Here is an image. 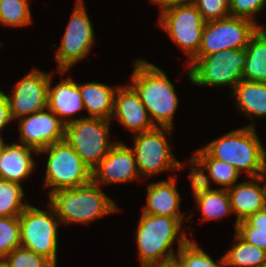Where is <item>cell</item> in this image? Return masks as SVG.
<instances>
[{
    "label": "cell",
    "instance_id": "cell-1",
    "mask_svg": "<svg viewBox=\"0 0 266 267\" xmlns=\"http://www.w3.org/2000/svg\"><path fill=\"white\" fill-rule=\"evenodd\" d=\"M132 83L129 85L139 95L154 125L173 129L179 98L165 72L144 59H138L134 64Z\"/></svg>",
    "mask_w": 266,
    "mask_h": 267
},
{
    "label": "cell",
    "instance_id": "cell-2",
    "mask_svg": "<svg viewBox=\"0 0 266 267\" xmlns=\"http://www.w3.org/2000/svg\"><path fill=\"white\" fill-rule=\"evenodd\" d=\"M257 135L251 122L209 142L203 149L211 157L234 166L239 173L258 177L266 174V150Z\"/></svg>",
    "mask_w": 266,
    "mask_h": 267
},
{
    "label": "cell",
    "instance_id": "cell-3",
    "mask_svg": "<svg viewBox=\"0 0 266 267\" xmlns=\"http://www.w3.org/2000/svg\"><path fill=\"white\" fill-rule=\"evenodd\" d=\"M49 203L62 224L90 223L120 210L93 181L80 187L55 191L49 196Z\"/></svg>",
    "mask_w": 266,
    "mask_h": 267
},
{
    "label": "cell",
    "instance_id": "cell-4",
    "mask_svg": "<svg viewBox=\"0 0 266 267\" xmlns=\"http://www.w3.org/2000/svg\"><path fill=\"white\" fill-rule=\"evenodd\" d=\"M183 219L141 213L136 240L141 267L175 258L172 245L178 241L179 249L189 240L183 233ZM180 234V235H179Z\"/></svg>",
    "mask_w": 266,
    "mask_h": 267
},
{
    "label": "cell",
    "instance_id": "cell-5",
    "mask_svg": "<svg viewBox=\"0 0 266 267\" xmlns=\"http://www.w3.org/2000/svg\"><path fill=\"white\" fill-rule=\"evenodd\" d=\"M247 50L228 49L206 57H194L188 64V77L197 86H229L232 90L242 80Z\"/></svg>",
    "mask_w": 266,
    "mask_h": 267
},
{
    "label": "cell",
    "instance_id": "cell-6",
    "mask_svg": "<svg viewBox=\"0 0 266 267\" xmlns=\"http://www.w3.org/2000/svg\"><path fill=\"white\" fill-rule=\"evenodd\" d=\"M47 154L44 188L51 187L49 196L61 189H72L92 181V170L65 141L54 143L38 151Z\"/></svg>",
    "mask_w": 266,
    "mask_h": 267
},
{
    "label": "cell",
    "instance_id": "cell-7",
    "mask_svg": "<svg viewBox=\"0 0 266 267\" xmlns=\"http://www.w3.org/2000/svg\"><path fill=\"white\" fill-rule=\"evenodd\" d=\"M110 120L83 117L66 124L64 140L93 170L115 144L109 141Z\"/></svg>",
    "mask_w": 266,
    "mask_h": 267
},
{
    "label": "cell",
    "instance_id": "cell-8",
    "mask_svg": "<svg viewBox=\"0 0 266 267\" xmlns=\"http://www.w3.org/2000/svg\"><path fill=\"white\" fill-rule=\"evenodd\" d=\"M43 211L28 205L19 216L21 246L49 259L57 267L58 223L54 207Z\"/></svg>",
    "mask_w": 266,
    "mask_h": 267
},
{
    "label": "cell",
    "instance_id": "cell-9",
    "mask_svg": "<svg viewBox=\"0 0 266 267\" xmlns=\"http://www.w3.org/2000/svg\"><path fill=\"white\" fill-rule=\"evenodd\" d=\"M172 130L158 126L142 133H135L132 149L142 177H151L168 169L179 170L184 166L175 159L168 144L166 135H170Z\"/></svg>",
    "mask_w": 266,
    "mask_h": 267
},
{
    "label": "cell",
    "instance_id": "cell-10",
    "mask_svg": "<svg viewBox=\"0 0 266 267\" xmlns=\"http://www.w3.org/2000/svg\"><path fill=\"white\" fill-rule=\"evenodd\" d=\"M159 15L158 25L188 55L189 63L199 52L206 21L192 2L169 8Z\"/></svg>",
    "mask_w": 266,
    "mask_h": 267
},
{
    "label": "cell",
    "instance_id": "cell-11",
    "mask_svg": "<svg viewBox=\"0 0 266 267\" xmlns=\"http://www.w3.org/2000/svg\"><path fill=\"white\" fill-rule=\"evenodd\" d=\"M261 27L246 18L229 16L207 21L202 32V42L195 57H206L228 49H243L250 37Z\"/></svg>",
    "mask_w": 266,
    "mask_h": 267
},
{
    "label": "cell",
    "instance_id": "cell-12",
    "mask_svg": "<svg viewBox=\"0 0 266 267\" xmlns=\"http://www.w3.org/2000/svg\"><path fill=\"white\" fill-rule=\"evenodd\" d=\"M83 0H77L66 31L55 55L61 74L85 58L92 48L95 34L93 25L84 7Z\"/></svg>",
    "mask_w": 266,
    "mask_h": 267
},
{
    "label": "cell",
    "instance_id": "cell-13",
    "mask_svg": "<svg viewBox=\"0 0 266 267\" xmlns=\"http://www.w3.org/2000/svg\"><path fill=\"white\" fill-rule=\"evenodd\" d=\"M50 75L34 68L14 86L7 95L12 120L47 108Z\"/></svg>",
    "mask_w": 266,
    "mask_h": 267
},
{
    "label": "cell",
    "instance_id": "cell-14",
    "mask_svg": "<svg viewBox=\"0 0 266 267\" xmlns=\"http://www.w3.org/2000/svg\"><path fill=\"white\" fill-rule=\"evenodd\" d=\"M18 120L20 143L37 151L65 138L66 124L49 108L20 117Z\"/></svg>",
    "mask_w": 266,
    "mask_h": 267
},
{
    "label": "cell",
    "instance_id": "cell-15",
    "mask_svg": "<svg viewBox=\"0 0 266 267\" xmlns=\"http://www.w3.org/2000/svg\"><path fill=\"white\" fill-rule=\"evenodd\" d=\"M140 177L133 149L120 141L115 142L108 154L92 170V181L99 186L126 183Z\"/></svg>",
    "mask_w": 266,
    "mask_h": 267
},
{
    "label": "cell",
    "instance_id": "cell-16",
    "mask_svg": "<svg viewBox=\"0 0 266 267\" xmlns=\"http://www.w3.org/2000/svg\"><path fill=\"white\" fill-rule=\"evenodd\" d=\"M125 128L137 133L151 130L156 126L140 100L137 92L128 84L115 91L113 115Z\"/></svg>",
    "mask_w": 266,
    "mask_h": 267
},
{
    "label": "cell",
    "instance_id": "cell-17",
    "mask_svg": "<svg viewBox=\"0 0 266 267\" xmlns=\"http://www.w3.org/2000/svg\"><path fill=\"white\" fill-rule=\"evenodd\" d=\"M190 165L192 177L205 187L210 186V180L222 185L223 189L233 187L239 179L240 173L229 163L211 157L203 148L198 149L187 162ZM194 166V167H193ZM208 171V175L204 172Z\"/></svg>",
    "mask_w": 266,
    "mask_h": 267
},
{
    "label": "cell",
    "instance_id": "cell-18",
    "mask_svg": "<svg viewBox=\"0 0 266 267\" xmlns=\"http://www.w3.org/2000/svg\"><path fill=\"white\" fill-rule=\"evenodd\" d=\"M265 177L266 174L252 177L251 181L240 182L227 189L232 212L237 215L235 230L238 222L266 208V188L265 185L263 187L259 185L265 182Z\"/></svg>",
    "mask_w": 266,
    "mask_h": 267
},
{
    "label": "cell",
    "instance_id": "cell-19",
    "mask_svg": "<svg viewBox=\"0 0 266 267\" xmlns=\"http://www.w3.org/2000/svg\"><path fill=\"white\" fill-rule=\"evenodd\" d=\"M175 176L168 180L157 181L147 186L146 205L142 213L184 219L180 213V194L177 190Z\"/></svg>",
    "mask_w": 266,
    "mask_h": 267
},
{
    "label": "cell",
    "instance_id": "cell-20",
    "mask_svg": "<svg viewBox=\"0 0 266 267\" xmlns=\"http://www.w3.org/2000/svg\"><path fill=\"white\" fill-rule=\"evenodd\" d=\"M47 108L65 124L81 119L73 116L84 109L78 83L68 77L52 87V75H50Z\"/></svg>",
    "mask_w": 266,
    "mask_h": 267
},
{
    "label": "cell",
    "instance_id": "cell-21",
    "mask_svg": "<svg viewBox=\"0 0 266 267\" xmlns=\"http://www.w3.org/2000/svg\"><path fill=\"white\" fill-rule=\"evenodd\" d=\"M37 150L24 144H6L0 158V179L21 184L34 170L32 153Z\"/></svg>",
    "mask_w": 266,
    "mask_h": 267
},
{
    "label": "cell",
    "instance_id": "cell-22",
    "mask_svg": "<svg viewBox=\"0 0 266 267\" xmlns=\"http://www.w3.org/2000/svg\"><path fill=\"white\" fill-rule=\"evenodd\" d=\"M189 179L196 199L197 208L201 211L203 220H219L233 213L227 189H213L199 184L189 173Z\"/></svg>",
    "mask_w": 266,
    "mask_h": 267
},
{
    "label": "cell",
    "instance_id": "cell-23",
    "mask_svg": "<svg viewBox=\"0 0 266 267\" xmlns=\"http://www.w3.org/2000/svg\"><path fill=\"white\" fill-rule=\"evenodd\" d=\"M84 109L88 118L112 120L115 91L118 88L103 83L88 82L79 84Z\"/></svg>",
    "mask_w": 266,
    "mask_h": 267
},
{
    "label": "cell",
    "instance_id": "cell-24",
    "mask_svg": "<svg viewBox=\"0 0 266 267\" xmlns=\"http://www.w3.org/2000/svg\"><path fill=\"white\" fill-rule=\"evenodd\" d=\"M237 108L251 120L266 116V83L241 80L233 89Z\"/></svg>",
    "mask_w": 266,
    "mask_h": 267
},
{
    "label": "cell",
    "instance_id": "cell-25",
    "mask_svg": "<svg viewBox=\"0 0 266 267\" xmlns=\"http://www.w3.org/2000/svg\"><path fill=\"white\" fill-rule=\"evenodd\" d=\"M246 50L247 61L242 80L266 83V29H257L250 37Z\"/></svg>",
    "mask_w": 266,
    "mask_h": 267
},
{
    "label": "cell",
    "instance_id": "cell-26",
    "mask_svg": "<svg viewBox=\"0 0 266 267\" xmlns=\"http://www.w3.org/2000/svg\"><path fill=\"white\" fill-rule=\"evenodd\" d=\"M235 243L224 254L227 266L262 267L266 262V251L245 242L235 233Z\"/></svg>",
    "mask_w": 266,
    "mask_h": 267
},
{
    "label": "cell",
    "instance_id": "cell-27",
    "mask_svg": "<svg viewBox=\"0 0 266 267\" xmlns=\"http://www.w3.org/2000/svg\"><path fill=\"white\" fill-rule=\"evenodd\" d=\"M23 197L21 184L0 179V217H19L29 205Z\"/></svg>",
    "mask_w": 266,
    "mask_h": 267
},
{
    "label": "cell",
    "instance_id": "cell-28",
    "mask_svg": "<svg viewBox=\"0 0 266 267\" xmlns=\"http://www.w3.org/2000/svg\"><path fill=\"white\" fill-rule=\"evenodd\" d=\"M175 258L181 267H227L224 255L218 261H214L202 248L198 247L197 243L190 239L179 251L177 250Z\"/></svg>",
    "mask_w": 266,
    "mask_h": 267
},
{
    "label": "cell",
    "instance_id": "cell-29",
    "mask_svg": "<svg viewBox=\"0 0 266 267\" xmlns=\"http://www.w3.org/2000/svg\"><path fill=\"white\" fill-rule=\"evenodd\" d=\"M28 0H0V24L22 27L31 23Z\"/></svg>",
    "mask_w": 266,
    "mask_h": 267
},
{
    "label": "cell",
    "instance_id": "cell-30",
    "mask_svg": "<svg viewBox=\"0 0 266 267\" xmlns=\"http://www.w3.org/2000/svg\"><path fill=\"white\" fill-rule=\"evenodd\" d=\"M21 246L19 217H0V262Z\"/></svg>",
    "mask_w": 266,
    "mask_h": 267
},
{
    "label": "cell",
    "instance_id": "cell-31",
    "mask_svg": "<svg viewBox=\"0 0 266 267\" xmlns=\"http://www.w3.org/2000/svg\"><path fill=\"white\" fill-rule=\"evenodd\" d=\"M1 263L5 267H56L46 257L22 246L11 251Z\"/></svg>",
    "mask_w": 266,
    "mask_h": 267
},
{
    "label": "cell",
    "instance_id": "cell-32",
    "mask_svg": "<svg viewBox=\"0 0 266 267\" xmlns=\"http://www.w3.org/2000/svg\"><path fill=\"white\" fill-rule=\"evenodd\" d=\"M191 2L197 7L206 22L231 16L229 0H192Z\"/></svg>",
    "mask_w": 266,
    "mask_h": 267
},
{
    "label": "cell",
    "instance_id": "cell-33",
    "mask_svg": "<svg viewBox=\"0 0 266 267\" xmlns=\"http://www.w3.org/2000/svg\"><path fill=\"white\" fill-rule=\"evenodd\" d=\"M266 0H229V12L233 17L246 18L256 23L255 14L261 12Z\"/></svg>",
    "mask_w": 266,
    "mask_h": 267
},
{
    "label": "cell",
    "instance_id": "cell-34",
    "mask_svg": "<svg viewBox=\"0 0 266 267\" xmlns=\"http://www.w3.org/2000/svg\"><path fill=\"white\" fill-rule=\"evenodd\" d=\"M236 233L247 243L266 251V231L251 227L245 220L238 222Z\"/></svg>",
    "mask_w": 266,
    "mask_h": 267
},
{
    "label": "cell",
    "instance_id": "cell-35",
    "mask_svg": "<svg viewBox=\"0 0 266 267\" xmlns=\"http://www.w3.org/2000/svg\"><path fill=\"white\" fill-rule=\"evenodd\" d=\"M12 121L7 95L0 91V136L4 127Z\"/></svg>",
    "mask_w": 266,
    "mask_h": 267
},
{
    "label": "cell",
    "instance_id": "cell-36",
    "mask_svg": "<svg viewBox=\"0 0 266 267\" xmlns=\"http://www.w3.org/2000/svg\"><path fill=\"white\" fill-rule=\"evenodd\" d=\"M245 221L251 226L258 230L266 231V208L254 213L249 216Z\"/></svg>",
    "mask_w": 266,
    "mask_h": 267
},
{
    "label": "cell",
    "instance_id": "cell-37",
    "mask_svg": "<svg viewBox=\"0 0 266 267\" xmlns=\"http://www.w3.org/2000/svg\"><path fill=\"white\" fill-rule=\"evenodd\" d=\"M191 1L192 0H150L152 4H157L158 7H160V14L169 8L184 5Z\"/></svg>",
    "mask_w": 266,
    "mask_h": 267
},
{
    "label": "cell",
    "instance_id": "cell-38",
    "mask_svg": "<svg viewBox=\"0 0 266 267\" xmlns=\"http://www.w3.org/2000/svg\"><path fill=\"white\" fill-rule=\"evenodd\" d=\"M144 267H181L176 258L166 260L163 262L152 263Z\"/></svg>",
    "mask_w": 266,
    "mask_h": 267
},
{
    "label": "cell",
    "instance_id": "cell-39",
    "mask_svg": "<svg viewBox=\"0 0 266 267\" xmlns=\"http://www.w3.org/2000/svg\"><path fill=\"white\" fill-rule=\"evenodd\" d=\"M5 146H6V143L2 139V136H0V158H1V155H2V153L4 151Z\"/></svg>",
    "mask_w": 266,
    "mask_h": 267
}]
</instances>
